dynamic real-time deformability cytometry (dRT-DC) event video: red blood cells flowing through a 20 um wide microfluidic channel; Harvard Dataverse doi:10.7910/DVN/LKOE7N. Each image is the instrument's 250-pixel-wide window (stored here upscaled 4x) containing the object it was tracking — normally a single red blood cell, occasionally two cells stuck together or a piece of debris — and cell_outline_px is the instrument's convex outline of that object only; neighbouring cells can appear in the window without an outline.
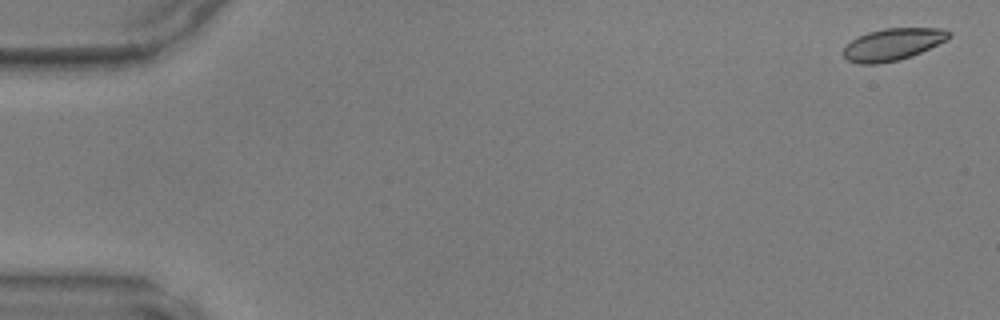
{"species": "common noctule bat (a hibernating species)", "species_latin": "Nyctalus noctula", "temperature_condition": "warm", "stored_images_in_passage": 49, "camera_frame_rate_fps": 3000, "um_per_image_px": 0.085, "animal": {"sex": "male", "body_mass_g": 17.9, "forearm_length_mm": 54.2}, "frame": {"image": 1, "passage_image": 2, "time_ms": 0.333, "image_size_px": [1000, 320], "cell_outline_px": [[952, 36], [912, 56], [900, 60], [876, 64], [860, 64], [848, 60], [844, 56], [844, 48], [856, 36], [868, 32], [884, 28], [940, 28], [952, 32]], "centroid_in_image_um": [75.87, 3.76], "position_along_channel_um": 9.1, "area_um2": 19.54}}
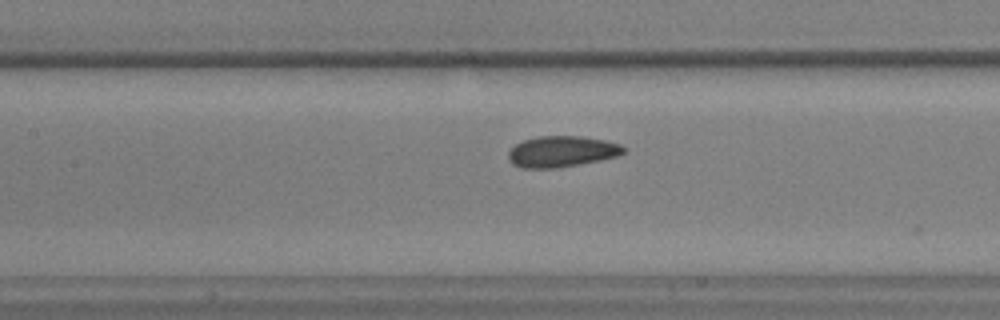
{"frame": {"image": 2, "passage_image": 23, "time_ms": 7.333, "image_size_px": [1000, 320], "cell_outline_px": [[624, 152], [620, 156], [580, 164], [556, 168], [520, 168], [512, 164], [508, 160], [508, 152], [516, 144], [524, 140], [536, 136], [580, 136], [604, 140], [620, 144], [624, 148]], "centroid_in_image_um": [47.73, 12.88], "position_along_channel_um": 159.7, "area_um2": 20.92}}
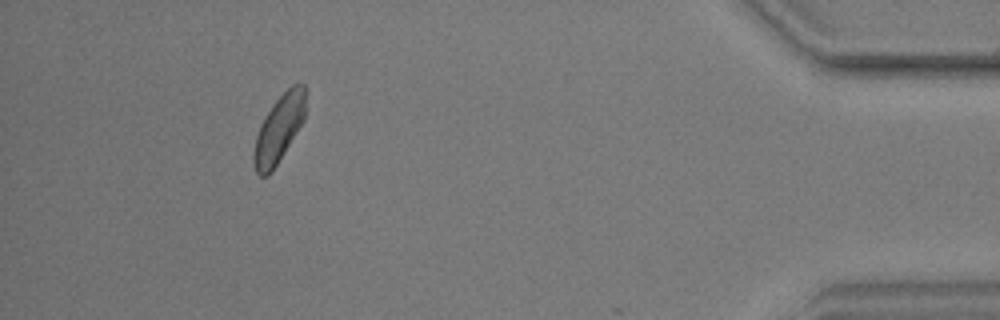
{"frame": {"image": 3, "passage_image": 45, "time_ms": 14.667, "image_size_px": [1000, 320], "cell_outline_px": [[308, 88], [304, 120], [272, 172], [268, 176], [260, 176], [256, 172], [252, 164], [252, 152], [256, 136], [260, 124], [264, 116], [272, 104], [292, 84], [304, 84]], "centroid_in_image_um": [23.71, 10.94], "position_along_channel_um": 411.5, "area_um2": 20.75}}